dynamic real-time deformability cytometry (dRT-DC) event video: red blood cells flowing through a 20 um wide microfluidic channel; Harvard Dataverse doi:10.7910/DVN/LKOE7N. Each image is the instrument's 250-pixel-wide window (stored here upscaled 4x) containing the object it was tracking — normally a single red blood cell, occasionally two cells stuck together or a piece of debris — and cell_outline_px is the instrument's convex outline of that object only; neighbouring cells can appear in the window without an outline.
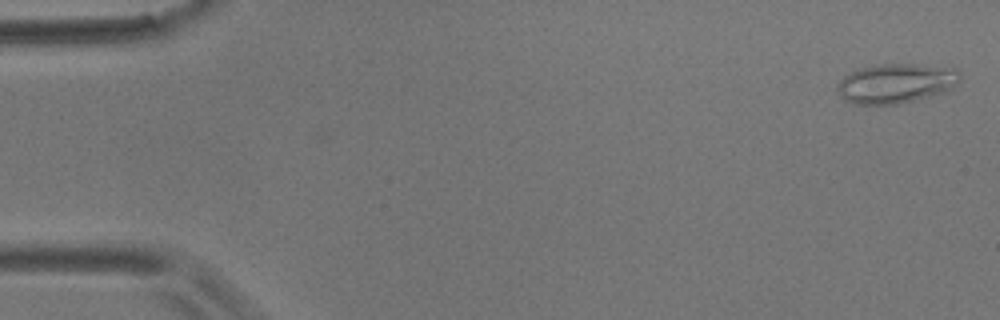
{"species": "common noctule bat (a hibernating species)", "species_latin": "Nyctalus noctula", "temperature_condition": "room temperature", "stored_images_in_passage": 9, "camera_frame_rate_fps": 3000, "um_per_image_px": 0.085, "animal": {"sex": "male", "body_mass_g": 17.9}, "frame": {"image": 1, "passage_image": 1, "time_ms": 0.0, "image_size_px": [1000, 320], "cell_outline_px": [[960, 80], [952, 88], [944, 92], [896, 104], [852, 104], [840, 96], [836, 88], [836, 84], [844, 76], [860, 68], [880, 64], [916, 64], [956, 68], [960, 72]], "centroid_in_image_um": [76.15, 7.08], "position_along_channel_um": 8.9, "area_um2": 28.21}}
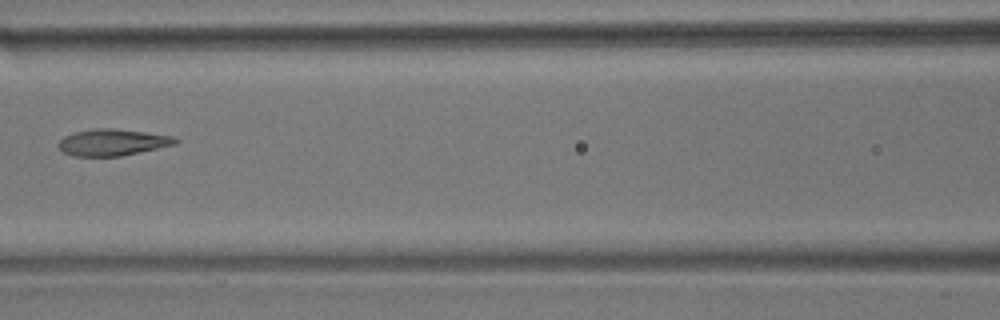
{"frame": {"image": 2, "passage_image": 7, "time_ms": 8.0, "image_size_px": [1000, 320], "cell_outline_px": [[180, 140], [176, 144], [120, 156], [72, 156], [64, 152], [56, 144], [64, 136], [72, 132], [92, 128], [116, 128], [176, 136]], "centroid_in_image_um": [9.56, 12.08], "position_along_channel_um": 157.0, "area_um2": 18.32}}
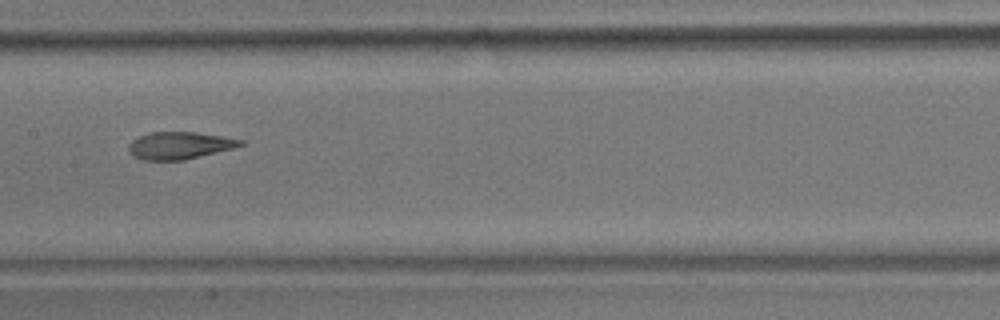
{"frame": {"image": 3, "passage_image": 8, "time_ms": 9.0, "image_size_px": [1000, 320], "cell_outline_px": [[244, 144], [232, 148], [184, 160], [144, 160], [132, 156], [128, 152], [128, 148], [132, 140], [140, 136], [152, 132], [196, 132], [224, 136], [244, 140]], "centroid_in_image_um": [15.25, 12.36], "position_along_channel_um": 192.2, "area_um2": 17.69}}